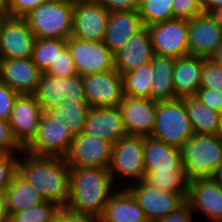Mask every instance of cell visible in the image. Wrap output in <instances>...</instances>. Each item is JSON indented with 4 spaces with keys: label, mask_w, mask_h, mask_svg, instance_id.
<instances>
[{
    "label": "cell",
    "mask_w": 222,
    "mask_h": 222,
    "mask_svg": "<svg viewBox=\"0 0 222 222\" xmlns=\"http://www.w3.org/2000/svg\"><path fill=\"white\" fill-rule=\"evenodd\" d=\"M73 137L65 125L54 121L43 112L37 135L24 151L34 156L65 157Z\"/></svg>",
    "instance_id": "obj_9"
},
{
    "label": "cell",
    "mask_w": 222,
    "mask_h": 222,
    "mask_svg": "<svg viewBox=\"0 0 222 222\" xmlns=\"http://www.w3.org/2000/svg\"><path fill=\"white\" fill-rule=\"evenodd\" d=\"M217 136L222 140V113L220 115L219 128Z\"/></svg>",
    "instance_id": "obj_53"
},
{
    "label": "cell",
    "mask_w": 222,
    "mask_h": 222,
    "mask_svg": "<svg viewBox=\"0 0 222 222\" xmlns=\"http://www.w3.org/2000/svg\"><path fill=\"white\" fill-rule=\"evenodd\" d=\"M186 200L193 212L204 214L209 222L222 221V187L211 178L189 182Z\"/></svg>",
    "instance_id": "obj_18"
},
{
    "label": "cell",
    "mask_w": 222,
    "mask_h": 222,
    "mask_svg": "<svg viewBox=\"0 0 222 222\" xmlns=\"http://www.w3.org/2000/svg\"><path fill=\"white\" fill-rule=\"evenodd\" d=\"M0 16H9L8 0H0Z\"/></svg>",
    "instance_id": "obj_52"
},
{
    "label": "cell",
    "mask_w": 222,
    "mask_h": 222,
    "mask_svg": "<svg viewBox=\"0 0 222 222\" xmlns=\"http://www.w3.org/2000/svg\"><path fill=\"white\" fill-rule=\"evenodd\" d=\"M76 72L80 76L115 69L114 54L103 41H85L70 36L67 39Z\"/></svg>",
    "instance_id": "obj_7"
},
{
    "label": "cell",
    "mask_w": 222,
    "mask_h": 222,
    "mask_svg": "<svg viewBox=\"0 0 222 222\" xmlns=\"http://www.w3.org/2000/svg\"><path fill=\"white\" fill-rule=\"evenodd\" d=\"M88 105L92 107H117L124 98L123 77L116 70L82 76Z\"/></svg>",
    "instance_id": "obj_12"
},
{
    "label": "cell",
    "mask_w": 222,
    "mask_h": 222,
    "mask_svg": "<svg viewBox=\"0 0 222 222\" xmlns=\"http://www.w3.org/2000/svg\"><path fill=\"white\" fill-rule=\"evenodd\" d=\"M203 57L185 55L175 59L173 85L177 98L195 96L200 88Z\"/></svg>",
    "instance_id": "obj_25"
},
{
    "label": "cell",
    "mask_w": 222,
    "mask_h": 222,
    "mask_svg": "<svg viewBox=\"0 0 222 222\" xmlns=\"http://www.w3.org/2000/svg\"><path fill=\"white\" fill-rule=\"evenodd\" d=\"M153 79L149 98L155 101L177 99L173 85L175 58L155 54L151 60Z\"/></svg>",
    "instance_id": "obj_27"
},
{
    "label": "cell",
    "mask_w": 222,
    "mask_h": 222,
    "mask_svg": "<svg viewBox=\"0 0 222 222\" xmlns=\"http://www.w3.org/2000/svg\"><path fill=\"white\" fill-rule=\"evenodd\" d=\"M209 59L222 67V42L214 50Z\"/></svg>",
    "instance_id": "obj_50"
},
{
    "label": "cell",
    "mask_w": 222,
    "mask_h": 222,
    "mask_svg": "<svg viewBox=\"0 0 222 222\" xmlns=\"http://www.w3.org/2000/svg\"><path fill=\"white\" fill-rule=\"evenodd\" d=\"M211 179L217 183L220 187H222V160L218 164L217 168L211 175Z\"/></svg>",
    "instance_id": "obj_51"
},
{
    "label": "cell",
    "mask_w": 222,
    "mask_h": 222,
    "mask_svg": "<svg viewBox=\"0 0 222 222\" xmlns=\"http://www.w3.org/2000/svg\"><path fill=\"white\" fill-rule=\"evenodd\" d=\"M57 1L66 2V3H70V4L75 5V4H77L81 0H57Z\"/></svg>",
    "instance_id": "obj_54"
},
{
    "label": "cell",
    "mask_w": 222,
    "mask_h": 222,
    "mask_svg": "<svg viewBox=\"0 0 222 222\" xmlns=\"http://www.w3.org/2000/svg\"><path fill=\"white\" fill-rule=\"evenodd\" d=\"M73 10V4L50 0L24 18L35 38L67 40L72 33Z\"/></svg>",
    "instance_id": "obj_4"
},
{
    "label": "cell",
    "mask_w": 222,
    "mask_h": 222,
    "mask_svg": "<svg viewBox=\"0 0 222 222\" xmlns=\"http://www.w3.org/2000/svg\"><path fill=\"white\" fill-rule=\"evenodd\" d=\"M111 194L99 222H149L136 199L125 187Z\"/></svg>",
    "instance_id": "obj_24"
},
{
    "label": "cell",
    "mask_w": 222,
    "mask_h": 222,
    "mask_svg": "<svg viewBox=\"0 0 222 222\" xmlns=\"http://www.w3.org/2000/svg\"><path fill=\"white\" fill-rule=\"evenodd\" d=\"M127 134L149 137L156 118V101L150 98L124 96L119 104Z\"/></svg>",
    "instance_id": "obj_17"
},
{
    "label": "cell",
    "mask_w": 222,
    "mask_h": 222,
    "mask_svg": "<svg viewBox=\"0 0 222 222\" xmlns=\"http://www.w3.org/2000/svg\"><path fill=\"white\" fill-rule=\"evenodd\" d=\"M188 182L211 178L222 160V140L217 135L197 134L179 147Z\"/></svg>",
    "instance_id": "obj_3"
},
{
    "label": "cell",
    "mask_w": 222,
    "mask_h": 222,
    "mask_svg": "<svg viewBox=\"0 0 222 222\" xmlns=\"http://www.w3.org/2000/svg\"><path fill=\"white\" fill-rule=\"evenodd\" d=\"M4 195L8 215L32 208L44 201L40 193L18 172L13 176Z\"/></svg>",
    "instance_id": "obj_29"
},
{
    "label": "cell",
    "mask_w": 222,
    "mask_h": 222,
    "mask_svg": "<svg viewBox=\"0 0 222 222\" xmlns=\"http://www.w3.org/2000/svg\"><path fill=\"white\" fill-rule=\"evenodd\" d=\"M34 96L42 112L58 106L64 99H71V97L77 102H87L82 76L78 74L72 77L57 78L42 73Z\"/></svg>",
    "instance_id": "obj_10"
},
{
    "label": "cell",
    "mask_w": 222,
    "mask_h": 222,
    "mask_svg": "<svg viewBox=\"0 0 222 222\" xmlns=\"http://www.w3.org/2000/svg\"><path fill=\"white\" fill-rule=\"evenodd\" d=\"M3 21H4V16H0V35H1Z\"/></svg>",
    "instance_id": "obj_55"
},
{
    "label": "cell",
    "mask_w": 222,
    "mask_h": 222,
    "mask_svg": "<svg viewBox=\"0 0 222 222\" xmlns=\"http://www.w3.org/2000/svg\"><path fill=\"white\" fill-rule=\"evenodd\" d=\"M174 18L191 20L203 13L200 0H172Z\"/></svg>",
    "instance_id": "obj_39"
},
{
    "label": "cell",
    "mask_w": 222,
    "mask_h": 222,
    "mask_svg": "<svg viewBox=\"0 0 222 222\" xmlns=\"http://www.w3.org/2000/svg\"><path fill=\"white\" fill-rule=\"evenodd\" d=\"M138 13L144 27L174 18L172 0H140Z\"/></svg>",
    "instance_id": "obj_34"
},
{
    "label": "cell",
    "mask_w": 222,
    "mask_h": 222,
    "mask_svg": "<svg viewBox=\"0 0 222 222\" xmlns=\"http://www.w3.org/2000/svg\"><path fill=\"white\" fill-rule=\"evenodd\" d=\"M0 222H9V215L6 210L4 192H0Z\"/></svg>",
    "instance_id": "obj_49"
},
{
    "label": "cell",
    "mask_w": 222,
    "mask_h": 222,
    "mask_svg": "<svg viewBox=\"0 0 222 222\" xmlns=\"http://www.w3.org/2000/svg\"><path fill=\"white\" fill-rule=\"evenodd\" d=\"M200 88L222 91V67L203 57Z\"/></svg>",
    "instance_id": "obj_37"
},
{
    "label": "cell",
    "mask_w": 222,
    "mask_h": 222,
    "mask_svg": "<svg viewBox=\"0 0 222 222\" xmlns=\"http://www.w3.org/2000/svg\"><path fill=\"white\" fill-rule=\"evenodd\" d=\"M194 133L217 135L221 113L202 104L197 98H182Z\"/></svg>",
    "instance_id": "obj_30"
},
{
    "label": "cell",
    "mask_w": 222,
    "mask_h": 222,
    "mask_svg": "<svg viewBox=\"0 0 222 222\" xmlns=\"http://www.w3.org/2000/svg\"><path fill=\"white\" fill-rule=\"evenodd\" d=\"M20 155L17 172L40 193L44 201L66 208L70 168L65 158L34 156L26 151Z\"/></svg>",
    "instance_id": "obj_1"
},
{
    "label": "cell",
    "mask_w": 222,
    "mask_h": 222,
    "mask_svg": "<svg viewBox=\"0 0 222 222\" xmlns=\"http://www.w3.org/2000/svg\"><path fill=\"white\" fill-rule=\"evenodd\" d=\"M83 133L114 144L127 134L121 110L118 106L90 108Z\"/></svg>",
    "instance_id": "obj_21"
},
{
    "label": "cell",
    "mask_w": 222,
    "mask_h": 222,
    "mask_svg": "<svg viewBox=\"0 0 222 222\" xmlns=\"http://www.w3.org/2000/svg\"><path fill=\"white\" fill-rule=\"evenodd\" d=\"M193 134L182 98L156 101L155 126L151 137L179 148Z\"/></svg>",
    "instance_id": "obj_6"
},
{
    "label": "cell",
    "mask_w": 222,
    "mask_h": 222,
    "mask_svg": "<svg viewBox=\"0 0 222 222\" xmlns=\"http://www.w3.org/2000/svg\"><path fill=\"white\" fill-rule=\"evenodd\" d=\"M109 12L134 11L139 8L140 0H96Z\"/></svg>",
    "instance_id": "obj_45"
},
{
    "label": "cell",
    "mask_w": 222,
    "mask_h": 222,
    "mask_svg": "<svg viewBox=\"0 0 222 222\" xmlns=\"http://www.w3.org/2000/svg\"><path fill=\"white\" fill-rule=\"evenodd\" d=\"M122 77L124 96L149 98V90L153 79L151 62L123 74Z\"/></svg>",
    "instance_id": "obj_32"
},
{
    "label": "cell",
    "mask_w": 222,
    "mask_h": 222,
    "mask_svg": "<svg viewBox=\"0 0 222 222\" xmlns=\"http://www.w3.org/2000/svg\"><path fill=\"white\" fill-rule=\"evenodd\" d=\"M154 54L180 58L188 55V21L172 18L147 27Z\"/></svg>",
    "instance_id": "obj_11"
},
{
    "label": "cell",
    "mask_w": 222,
    "mask_h": 222,
    "mask_svg": "<svg viewBox=\"0 0 222 222\" xmlns=\"http://www.w3.org/2000/svg\"><path fill=\"white\" fill-rule=\"evenodd\" d=\"M50 0H9V16L24 17L30 11Z\"/></svg>",
    "instance_id": "obj_43"
},
{
    "label": "cell",
    "mask_w": 222,
    "mask_h": 222,
    "mask_svg": "<svg viewBox=\"0 0 222 222\" xmlns=\"http://www.w3.org/2000/svg\"><path fill=\"white\" fill-rule=\"evenodd\" d=\"M114 185L109 168H70L66 209L99 218L111 194L117 189Z\"/></svg>",
    "instance_id": "obj_2"
},
{
    "label": "cell",
    "mask_w": 222,
    "mask_h": 222,
    "mask_svg": "<svg viewBox=\"0 0 222 222\" xmlns=\"http://www.w3.org/2000/svg\"><path fill=\"white\" fill-rule=\"evenodd\" d=\"M51 222H99V218L88 214L73 213L62 208Z\"/></svg>",
    "instance_id": "obj_46"
},
{
    "label": "cell",
    "mask_w": 222,
    "mask_h": 222,
    "mask_svg": "<svg viewBox=\"0 0 222 222\" xmlns=\"http://www.w3.org/2000/svg\"><path fill=\"white\" fill-rule=\"evenodd\" d=\"M143 181L162 191L181 194L185 199L188 197L189 182L186 180L183 166L179 170L145 172Z\"/></svg>",
    "instance_id": "obj_31"
},
{
    "label": "cell",
    "mask_w": 222,
    "mask_h": 222,
    "mask_svg": "<svg viewBox=\"0 0 222 222\" xmlns=\"http://www.w3.org/2000/svg\"><path fill=\"white\" fill-rule=\"evenodd\" d=\"M35 40L24 17L4 16L0 35V59L31 58Z\"/></svg>",
    "instance_id": "obj_15"
},
{
    "label": "cell",
    "mask_w": 222,
    "mask_h": 222,
    "mask_svg": "<svg viewBox=\"0 0 222 222\" xmlns=\"http://www.w3.org/2000/svg\"><path fill=\"white\" fill-rule=\"evenodd\" d=\"M190 204L185 200L179 207H177L169 215L156 220L155 222H193V214Z\"/></svg>",
    "instance_id": "obj_44"
},
{
    "label": "cell",
    "mask_w": 222,
    "mask_h": 222,
    "mask_svg": "<svg viewBox=\"0 0 222 222\" xmlns=\"http://www.w3.org/2000/svg\"><path fill=\"white\" fill-rule=\"evenodd\" d=\"M90 108L87 102H77L71 97L45 113L54 121L65 125V128L75 136L83 133Z\"/></svg>",
    "instance_id": "obj_28"
},
{
    "label": "cell",
    "mask_w": 222,
    "mask_h": 222,
    "mask_svg": "<svg viewBox=\"0 0 222 222\" xmlns=\"http://www.w3.org/2000/svg\"><path fill=\"white\" fill-rule=\"evenodd\" d=\"M109 11L96 0H81L74 5L72 33L85 41H103L107 30Z\"/></svg>",
    "instance_id": "obj_14"
},
{
    "label": "cell",
    "mask_w": 222,
    "mask_h": 222,
    "mask_svg": "<svg viewBox=\"0 0 222 222\" xmlns=\"http://www.w3.org/2000/svg\"><path fill=\"white\" fill-rule=\"evenodd\" d=\"M143 150L144 136L141 135L126 134L113 144L109 172L115 185L121 184L122 181L120 186L126 188V184L130 185L144 179Z\"/></svg>",
    "instance_id": "obj_5"
},
{
    "label": "cell",
    "mask_w": 222,
    "mask_h": 222,
    "mask_svg": "<svg viewBox=\"0 0 222 222\" xmlns=\"http://www.w3.org/2000/svg\"><path fill=\"white\" fill-rule=\"evenodd\" d=\"M42 113L34 94H19L17 96L9 125L15 140L23 149L36 137Z\"/></svg>",
    "instance_id": "obj_16"
},
{
    "label": "cell",
    "mask_w": 222,
    "mask_h": 222,
    "mask_svg": "<svg viewBox=\"0 0 222 222\" xmlns=\"http://www.w3.org/2000/svg\"><path fill=\"white\" fill-rule=\"evenodd\" d=\"M0 151L21 154L24 149L15 140L9 121L0 119Z\"/></svg>",
    "instance_id": "obj_40"
},
{
    "label": "cell",
    "mask_w": 222,
    "mask_h": 222,
    "mask_svg": "<svg viewBox=\"0 0 222 222\" xmlns=\"http://www.w3.org/2000/svg\"><path fill=\"white\" fill-rule=\"evenodd\" d=\"M60 209L52 202L43 201L32 208L9 215V222H51Z\"/></svg>",
    "instance_id": "obj_35"
},
{
    "label": "cell",
    "mask_w": 222,
    "mask_h": 222,
    "mask_svg": "<svg viewBox=\"0 0 222 222\" xmlns=\"http://www.w3.org/2000/svg\"><path fill=\"white\" fill-rule=\"evenodd\" d=\"M202 11L206 13L210 9L222 8V0H200Z\"/></svg>",
    "instance_id": "obj_47"
},
{
    "label": "cell",
    "mask_w": 222,
    "mask_h": 222,
    "mask_svg": "<svg viewBox=\"0 0 222 222\" xmlns=\"http://www.w3.org/2000/svg\"><path fill=\"white\" fill-rule=\"evenodd\" d=\"M66 45L67 40L36 38L31 59L45 73Z\"/></svg>",
    "instance_id": "obj_33"
},
{
    "label": "cell",
    "mask_w": 222,
    "mask_h": 222,
    "mask_svg": "<svg viewBox=\"0 0 222 222\" xmlns=\"http://www.w3.org/2000/svg\"><path fill=\"white\" fill-rule=\"evenodd\" d=\"M194 97L206 107L222 113V91L199 88Z\"/></svg>",
    "instance_id": "obj_42"
},
{
    "label": "cell",
    "mask_w": 222,
    "mask_h": 222,
    "mask_svg": "<svg viewBox=\"0 0 222 222\" xmlns=\"http://www.w3.org/2000/svg\"><path fill=\"white\" fill-rule=\"evenodd\" d=\"M222 42V28L207 13L188 20V54L209 58Z\"/></svg>",
    "instance_id": "obj_20"
},
{
    "label": "cell",
    "mask_w": 222,
    "mask_h": 222,
    "mask_svg": "<svg viewBox=\"0 0 222 222\" xmlns=\"http://www.w3.org/2000/svg\"><path fill=\"white\" fill-rule=\"evenodd\" d=\"M41 74L31 58L0 59V81L19 94H34Z\"/></svg>",
    "instance_id": "obj_19"
},
{
    "label": "cell",
    "mask_w": 222,
    "mask_h": 222,
    "mask_svg": "<svg viewBox=\"0 0 222 222\" xmlns=\"http://www.w3.org/2000/svg\"><path fill=\"white\" fill-rule=\"evenodd\" d=\"M18 95L19 93L0 81V119L9 121Z\"/></svg>",
    "instance_id": "obj_41"
},
{
    "label": "cell",
    "mask_w": 222,
    "mask_h": 222,
    "mask_svg": "<svg viewBox=\"0 0 222 222\" xmlns=\"http://www.w3.org/2000/svg\"><path fill=\"white\" fill-rule=\"evenodd\" d=\"M143 153L145 172L179 170L182 167L179 148L151 136L144 137Z\"/></svg>",
    "instance_id": "obj_26"
},
{
    "label": "cell",
    "mask_w": 222,
    "mask_h": 222,
    "mask_svg": "<svg viewBox=\"0 0 222 222\" xmlns=\"http://www.w3.org/2000/svg\"><path fill=\"white\" fill-rule=\"evenodd\" d=\"M18 153L0 151V192H5L17 172Z\"/></svg>",
    "instance_id": "obj_38"
},
{
    "label": "cell",
    "mask_w": 222,
    "mask_h": 222,
    "mask_svg": "<svg viewBox=\"0 0 222 222\" xmlns=\"http://www.w3.org/2000/svg\"><path fill=\"white\" fill-rule=\"evenodd\" d=\"M113 144L84 133L75 135L65 161L69 168H109Z\"/></svg>",
    "instance_id": "obj_8"
},
{
    "label": "cell",
    "mask_w": 222,
    "mask_h": 222,
    "mask_svg": "<svg viewBox=\"0 0 222 222\" xmlns=\"http://www.w3.org/2000/svg\"><path fill=\"white\" fill-rule=\"evenodd\" d=\"M45 73L57 78L72 77L77 74L71 51L67 45L61 50Z\"/></svg>",
    "instance_id": "obj_36"
},
{
    "label": "cell",
    "mask_w": 222,
    "mask_h": 222,
    "mask_svg": "<svg viewBox=\"0 0 222 222\" xmlns=\"http://www.w3.org/2000/svg\"><path fill=\"white\" fill-rule=\"evenodd\" d=\"M147 27L134 34L127 44L114 54V67L121 74L136 70L151 62L154 56Z\"/></svg>",
    "instance_id": "obj_22"
},
{
    "label": "cell",
    "mask_w": 222,
    "mask_h": 222,
    "mask_svg": "<svg viewBox=\"0 0 222 222\" xmlns=\"http://www.w3.org/2000/svg\"><path fill=\"white\" fill-rule=\"evenodd\" d=\"M144 28L138 10L109 12L106 34L103 42L116 54L131 37Z\"/></svg>",
    "instance_id": "obj_23"
},
{
    "label": "cell",
    "mask_w": 222,
    "mask_h": 222,
    "mask_svg": "<svg viewBox=\"0 0 222 222\" xmlns=\"http://www.w3.org/2000/svg\"><path fill=\"white\" fill-rule=\"evenodd\" d=\"M206 13L217 26L222 28V8L210 9Z\"/></svg>",
    "instance_id": "obj_48"
},
{
    "label": "cell",
    "mask_w": 222,
    "mask_h": 222,
    "mask_svg": "<svg viewBox=\"0 0 222 222\" xmlns=\"http://www.w3.org/2000/svg\"><path fill=\"white\" fill-rule=\"evenodd\" d=\"M126 188L136 199L149 222L169 215L186 200L181 194L162 191L143 180L127 185Z\"/></svg>",
    "instance_id": "obj_13"
}]
</instances>
